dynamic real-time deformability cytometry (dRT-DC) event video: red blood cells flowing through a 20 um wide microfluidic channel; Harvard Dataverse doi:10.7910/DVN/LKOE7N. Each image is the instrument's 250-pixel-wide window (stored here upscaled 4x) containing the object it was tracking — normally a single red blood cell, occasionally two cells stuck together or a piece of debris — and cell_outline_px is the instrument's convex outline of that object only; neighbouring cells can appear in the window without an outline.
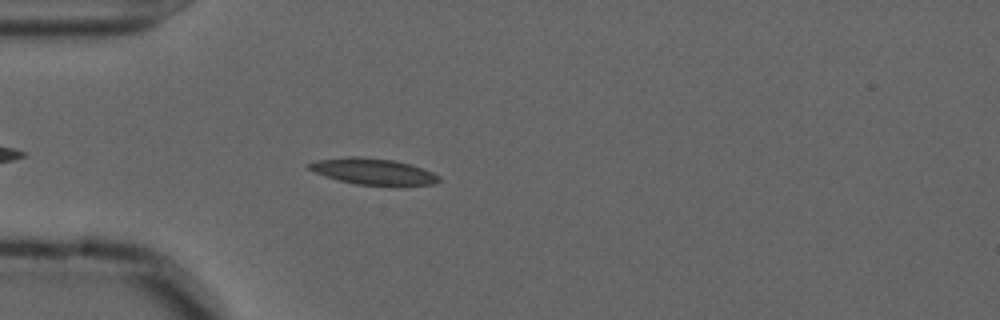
{"species": "common noctule bat (a hibernating species)", "species_latin": "Nyctalus noctula", "temperature_condition": "cold", "stored_images_in_passage": 43, "camera_frame_rate_fps": 3000, "um_per_image_px": 0.085, "animal": {"sex": "male", "forearm_length_mm": 52.5}, "frame": {"image": 1, "passage_image": 6, "time_ms": 1.667, "image_size_px": [1000, 320], "cell_outline_px": [[440, 180], [436, 184], [356, 184], [324, 176], [308, 168], [304, 164], [316, 160], [348, 156], [360, 156], [392, 160], [408, 164], [432, 172], [440, 176]], "centroid_in_image_um": [31.64, 14.55], "position_along_channel_um": 53.4, "area_um2": 19.36}}
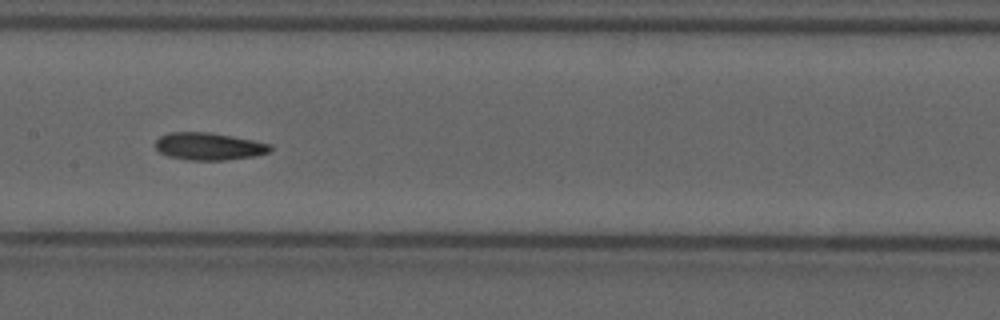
{"frame": {"image": 2, "passage_image": 18, "time_ms": 5.667, "image_size_px": [1000, 320], "cell_outline_px": [[272, 148], [268, 152], [256, 156], [224, 160], [188, 160], [168, 156], [160, 152], [156, 148], [156, 140], [160, 136], [168, 132], [208, 132], [232, 136], [272, 144]], "centroid_in_image_um": [17.75, 12.44], "position_along_channel_um": 189.6, "area_um2": 18.32}}
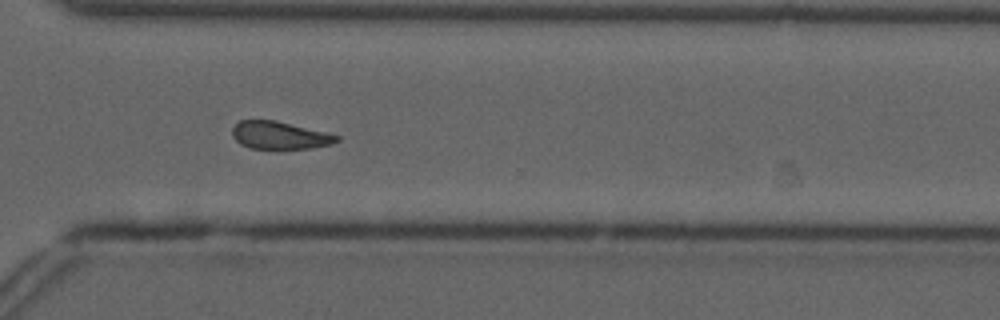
{"frame": {"image": 3, "passage_image": 31, "time_ms": 10.0, "image_size_px": [1000, 320], "cell_outline_px": [[340, 140], [332, 144], [312, 148], [248, 148], [240, 144], [232, 136], [232, 128], [240, 120], [276, 120], [328, 132], [340, 136]], "centroid_in_image_um": [23.79, 11.49], "position_along_channel_um": 346.8, "area_um2": 16.94}, "authors_computed_cell_mechanics": {"area_um2": 18.0336, "velocity_mm_per_s": 3.6279, "shape_relaxation_time_tau1_ms": null, "shape_relaxation_time_tau2_ms": 5.7704, "deformation_change_tau1": null, "deformation_change_tau2": 0.1368}}